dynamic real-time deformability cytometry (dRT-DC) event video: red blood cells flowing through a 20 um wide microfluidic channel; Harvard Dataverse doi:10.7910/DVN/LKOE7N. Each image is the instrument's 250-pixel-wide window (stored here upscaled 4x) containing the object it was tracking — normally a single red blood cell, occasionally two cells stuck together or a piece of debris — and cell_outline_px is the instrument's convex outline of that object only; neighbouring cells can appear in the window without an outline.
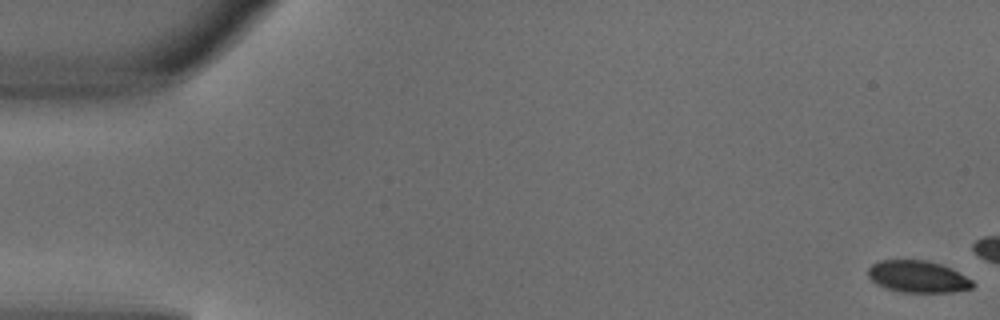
{"species": "common noctule bat (a hibernating species)", "species_latin": "Nyctalus noctula", "temperature_condition": "warm", "stored_images_in_passage": 5, "camera_frame_rate_fps": 3000, "um_per_image_px": 0.085, "animal": {"sex": "male", "body_mass_g": 18.8}, "frame": {"image": 1, "passage_image": 1, "time_ms": 0.0, "image_size_px": [1000, 320], "cell_outline_px": [[976, 284], [972, 288], [952, 292], [904, 292], [888, 288], [876, 284], [868, 276], [868, 268], [872, 264], [880, 260], [924, 260], [940, 264], [952, 268], [972, 280]], "centroid_in_image_um": [78.03, 23.51], "position_along_channel_um": 7.0, "area_um2": 19.36}}